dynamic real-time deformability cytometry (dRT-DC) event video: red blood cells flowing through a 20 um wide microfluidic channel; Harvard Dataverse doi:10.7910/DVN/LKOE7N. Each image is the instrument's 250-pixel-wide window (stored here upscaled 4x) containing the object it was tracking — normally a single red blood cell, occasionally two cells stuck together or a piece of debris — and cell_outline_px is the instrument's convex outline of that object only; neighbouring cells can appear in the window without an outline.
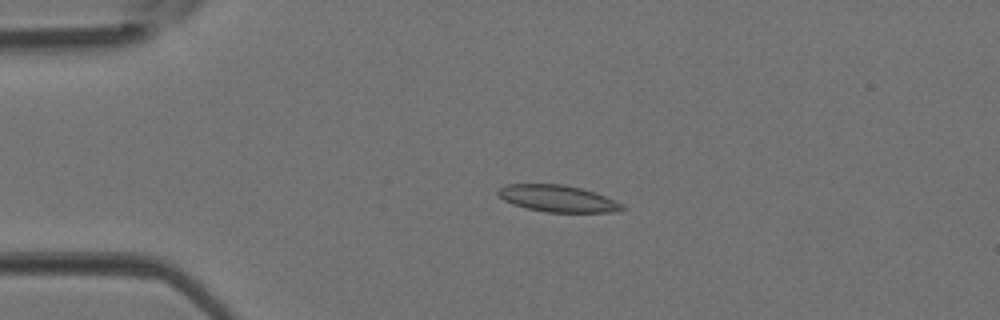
{"species": "Egyptian fruit bat (a non-hibernating species)", "species_latin": "Rousettus aegyptiacus", "temperature_condition": "room temperature", "stored_images_in_passage": 3, "camera_frame_rate_fps": 3000, "um_per_image_px": 0.085, "animal": {"sex": "female"}, "frame": {"image": 1, "passage_image": 2, "time_ms": 0.333, "image_size_px": [1000, 320], "cell_outline_px": [[628, 208], [612, 212], [548, 212], [528, 208], [512, 204], [504, 200], [496, 192], [500, 188], [508, 184], [564, 184], [580, 188], [604, 196], [624, 204]], "centroid_in_image_um": [47.42, 16.88], "position_along_channel_um": 37.6, "area_um2": 19.13}}